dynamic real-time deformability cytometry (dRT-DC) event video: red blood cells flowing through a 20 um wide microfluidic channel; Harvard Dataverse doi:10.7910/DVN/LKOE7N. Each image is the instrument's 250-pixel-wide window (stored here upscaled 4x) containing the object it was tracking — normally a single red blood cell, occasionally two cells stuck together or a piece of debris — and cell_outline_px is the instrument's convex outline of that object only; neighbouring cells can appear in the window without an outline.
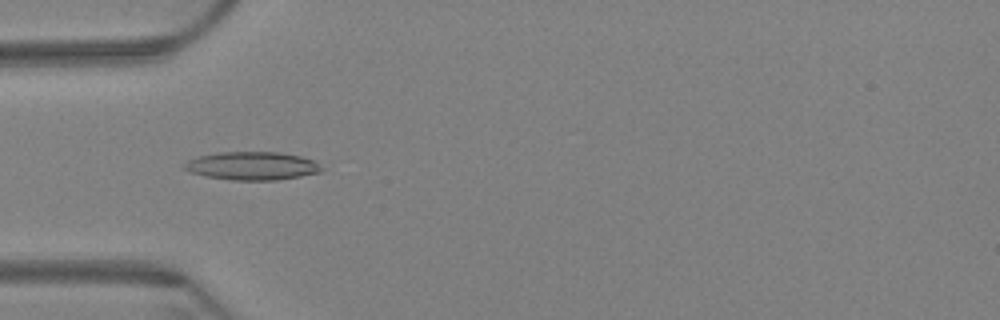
{"species": "Egyptian fruit bat (a non-hibernating species)", "species_latin": "Rousettus aegyptiacus", "temperature_condition": "warm", "stored_images_in_passage": 6, "camera_frame_rate_fps": 3000, "um_per_image_px": 0.085, "animal": {"sex": "female"}, "frame": {"image": 1, "passage_image": 6, "time_ms": 1.667, "image_size_px": [1000, 320], "cell_outline_px": [[324, 168], [320, 172], [300, 176], [276, 180], [232, 180], [208, 176], [192, 172], [180, 168], [188, 160], [200, 156], [216, 152], [280, 152], [300, 156], [312, 160]], "centroid_in_image_um": [21.42, 14.09], "position_along_channel_um": 63.6, "area_um2": 22.43}}